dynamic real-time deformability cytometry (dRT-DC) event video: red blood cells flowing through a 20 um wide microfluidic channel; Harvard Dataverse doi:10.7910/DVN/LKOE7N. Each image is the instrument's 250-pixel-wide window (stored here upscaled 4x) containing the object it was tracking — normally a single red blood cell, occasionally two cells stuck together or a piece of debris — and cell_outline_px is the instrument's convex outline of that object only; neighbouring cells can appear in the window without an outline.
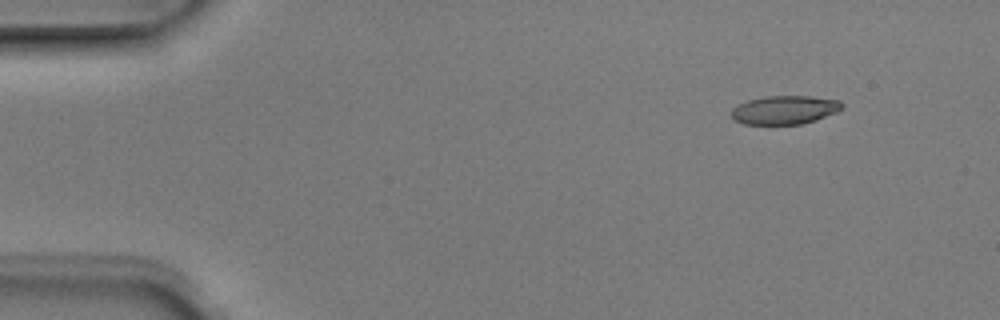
{"species": "Egyptian fruit bat (a non-hibernating species)", "species_latin": "Rousettus aegyptiacus", "temperature_condition": "room temperature", "stored_images_in_passage": 8, "camera_frame_rate_fps": 3000, "um_per_image_px": 0.085, "animal": {"sex": "male"}, "frame": {"image": 1, "passage_image": 1, "time_ms": 0.0, "image_size_px": [1000, 320], "cell_outline_px": [[844, 108], [836, 112], [816, 120], [800, 124], [744, 124], [736, 120], [732, 116], [732, 108], [736, 104], [748, 100], [764, 96], [808, 96], [840, 100], [844, 104]], "centroid_in_image_um": [66.71, 9.33], "position_along_channel_um": 18.3, "area_um2": 18.5}}
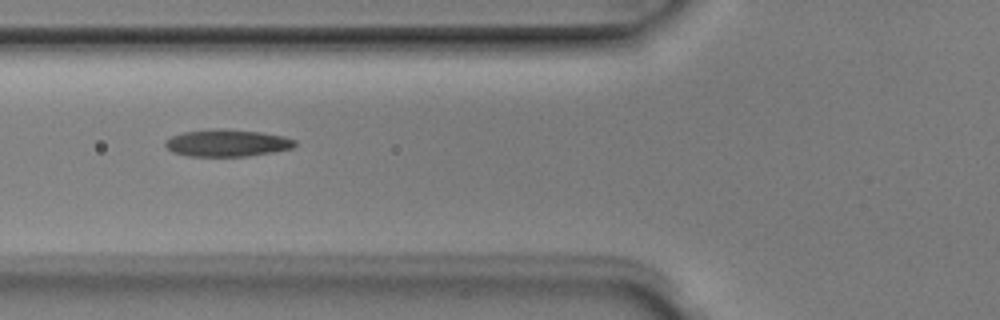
{"frame": {"image": 2, "passage_image": 5, "time_ms": 1.333, "image_size_px": [1000, 320], "cell_outline_px": [[296, 144], [292, 148], [276, 152], [248, 156], [188, 156], [172, 152], [164, 144], [164, 140], [172, 136], [184, 132], [220, 128], [228, 128], [260, 132], [284, 136], [296, 140]], "centroid_in_image_um": [19.32, 12.15], "position_along_channel_um": 106.5, "area_um2": 20.63}}
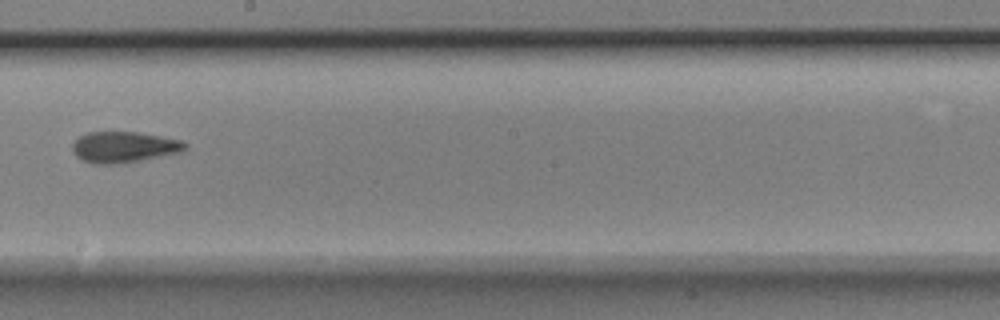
{"frame": {"image": 3, "passage_image": 8, "time_ms": 2.333, "image_size_px": [1000, 320], "cell_outline_px": [[188, 148], [180, 152], [120, 164], [92, 164], [76, 156], [72, 152], [72, 144], [80, 136], [88, 132], [136, 132], [184, 140], [188, 144]], "centroid_in_image_um": [10.54, 12.5], "position_along_channel_um": 237.7, "area_um2": 20.4}}